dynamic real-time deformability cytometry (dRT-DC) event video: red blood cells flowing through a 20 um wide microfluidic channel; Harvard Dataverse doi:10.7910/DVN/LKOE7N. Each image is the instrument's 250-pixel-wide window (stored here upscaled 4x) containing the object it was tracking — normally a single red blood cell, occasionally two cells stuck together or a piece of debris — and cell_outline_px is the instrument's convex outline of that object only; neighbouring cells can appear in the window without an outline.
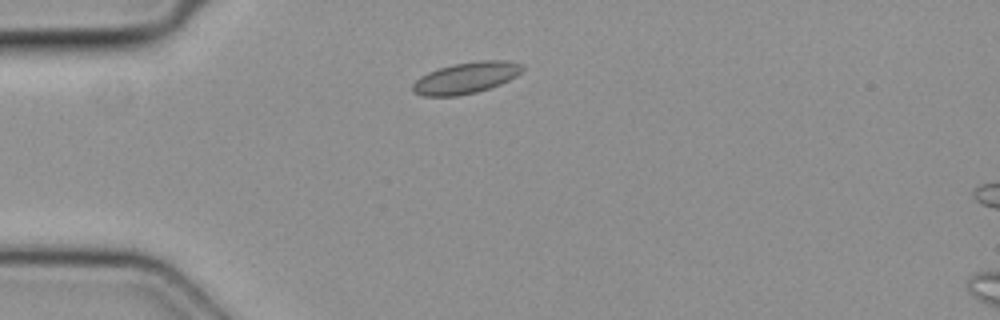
{"species": "common noctule bat (a hibernating species)", "species_latin": "Nyctalus noctula", "temperature_condition": "cold", "stored_images_in_passage": 31, "camera_frame_rate_fps": 3000, "um_per_image_px": 0.085, "animal": {"sex": "female", "body_mass_g": 19.3, "forearm_length_mm": 54.1}, "frame": {"image": 1, "passage_image": 1, "time_ms": 0.0, "image_size_px": [1000, 320], "cell_outline_px": [[524, 68], [516, 76], [500, 84], [476, 92], [456, 96], [420, 96], [412, 92], [412, 84], [420, 76], [428, 72], [452, 64], [480, 60], [508, 60], [524, 64]], "centroid_in_image_um": [39.6, 6.61], "position_along_channel_um": 45.4, "area_um2": 20.11}}
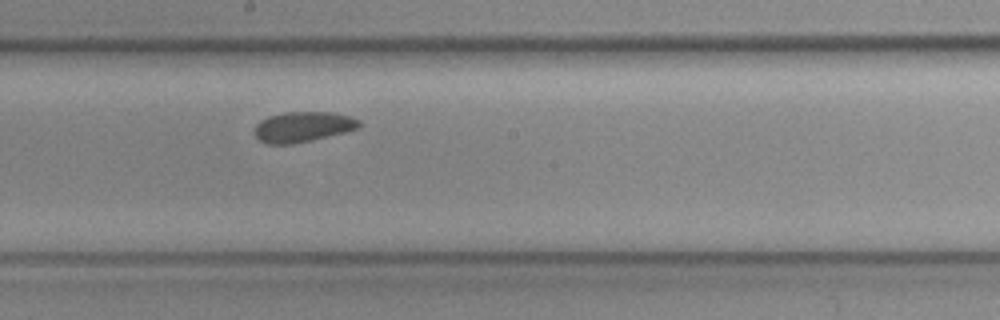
{"frame": {"image": 2, "passage_image": 15, "time_ms": 4.667, "image_size_px": [1000, 320], "cell_outline_px": [[360, 128], [312, 140], [292, 144], [268, 144], [260, 140], [252, 132], [256, 124], [260, 120], [268, 116], [284, 112], [332, 112], [348, 116], [360, 120]], "centroid_in_image_um": [25.71, 10.78], "position_along_channel_um": 222.5, "area_um2": 18.55}}
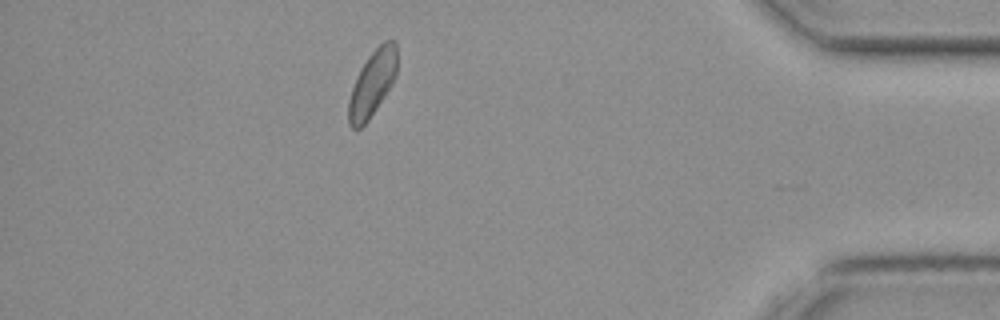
{"frame": {"image": 3, "passage_image": 31, "time_ms": 10.0, "image_size_px": [1000, 320], "cell_outline_px": [[396, 76], [392, 84], [368, 120], [360, 128], [352, 128], [348, 124], [348, 100], [356, 76], [360, 68], [368, 56], [384, 40], [392, 40], [396, 44]], "centroid_in_image_um": [31.63, 7.09], "position_along_channel_um": 403.6, "area_um2": 18.38}}